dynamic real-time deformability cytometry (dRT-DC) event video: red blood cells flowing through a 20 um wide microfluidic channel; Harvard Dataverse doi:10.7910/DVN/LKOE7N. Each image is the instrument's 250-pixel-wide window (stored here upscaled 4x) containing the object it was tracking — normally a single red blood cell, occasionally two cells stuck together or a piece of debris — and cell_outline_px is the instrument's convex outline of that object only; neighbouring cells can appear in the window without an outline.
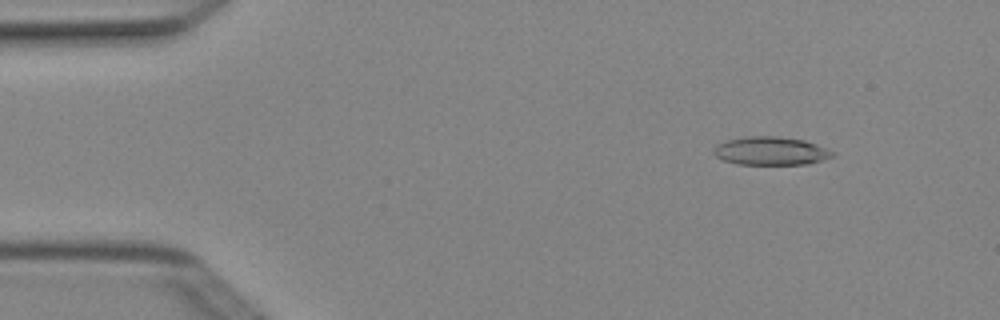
{"species": "Egyptian fruit bat (a non-hibernating species)", "species_latin": "Rousettus aegyptiacus", "temperature_condition": "cold", "stored_images_in_passage": 3, "camera_frame_rate_fps": 3000, "um_per_image_px": 0.085, "animal": {"sex": "female"}, "frame": {"image": 1, "passage_image": 2, "time_ms": 0.333, "image_size_px": [1000, 320], "cell_outline_px": [[836, 152], [832, 156], [808, 164], [736, 164], [724, 160], [716, 156], [712, 152], [712, 148], [716, 144], [728, 140], [748, 136], [776, 136], [804, 140], [816, 144]], "centroid_in_image_um": [65.48, 12.82], "position_along_channel_um": 19.5, "area_um2": 19.54}}